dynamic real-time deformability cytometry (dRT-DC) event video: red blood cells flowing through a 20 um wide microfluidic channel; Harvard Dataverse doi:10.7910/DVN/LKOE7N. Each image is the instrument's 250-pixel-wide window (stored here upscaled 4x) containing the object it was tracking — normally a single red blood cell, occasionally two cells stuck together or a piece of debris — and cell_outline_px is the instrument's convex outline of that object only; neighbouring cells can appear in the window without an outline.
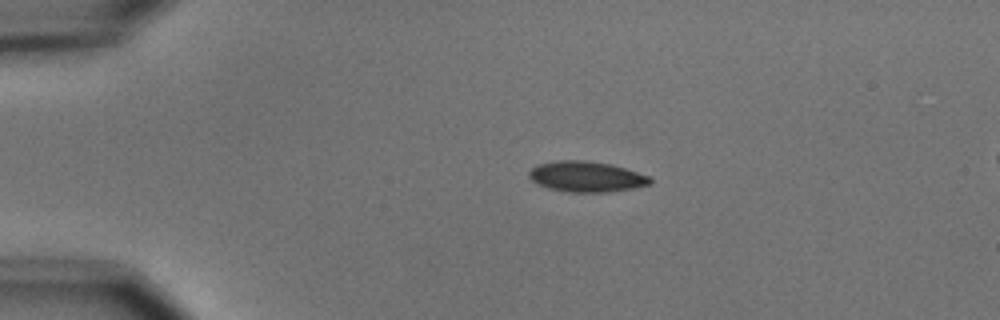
{"species": "common noctule bat (a hibernating species)", "species_latin": "Nyctalus noctula", "temperature_condition": "cold", "stored_images_in_passage": 6, "camera_frame_rate_fps": 3000, "um_per_image_px": 0.085, "animal": {"sex": "male", "body_mass_g": 15.6}, "frame": {"image": 1, "passage_image": 1, "time_ms": 0.0, "image_size_px": [1000, 320], "cell_outline_px": [[652, 184], [632, 188], [608, 192], [568, 192], [548, 188], [532, 180], [528, 176], [528, 172], [532, 168], [540, 164], [556, 160], [584, 160], [612, 164], [648, 176], [652, 180]], "centroid_in_image_um": [49.84, 15.01], "position_along_channel_um": 35.2, "area_um2": 21.44}}
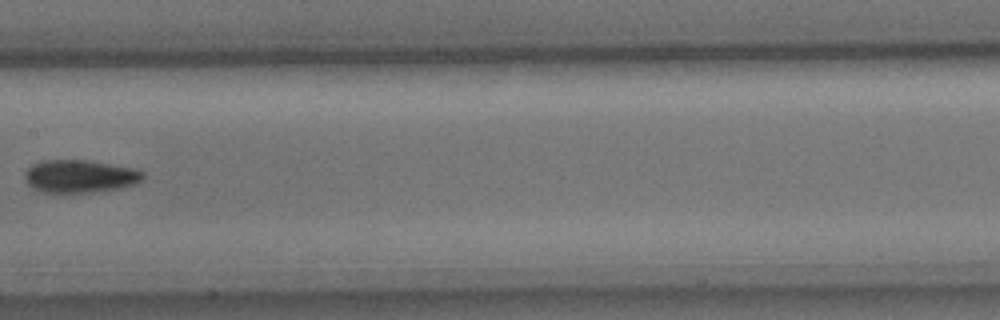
{"frame": {"image": 2, "passage_image": 5, "time_ms": 5.667, "image_size_px": [1000, 320], "cell_outline_px": [[144, 180], [136, 184], [120, 188], [88, 192], [44, 192], [28, 184], [24, 176], [24, 172], [32, 164], [44, 160], [84, 160], [136, 168], [144, 172]], "centroid_in_image_um": [6.83, 14.97], "position_along_channel_um": 200.6, "area_um2": 22.48}}
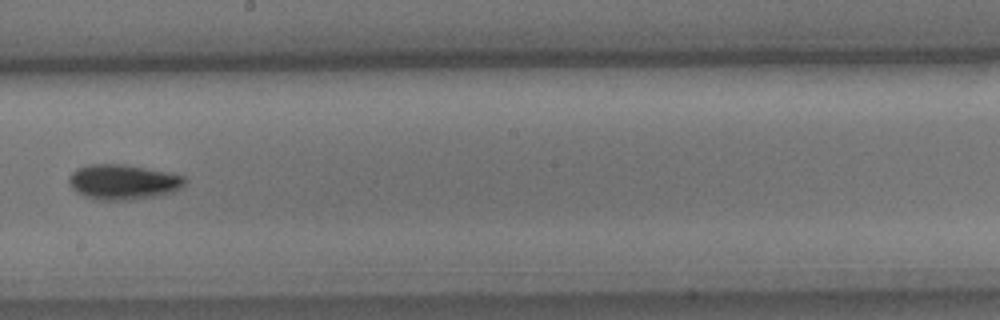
{"frame": {"image": 3, "passage_image": 6, "time_ms": 6.667, "image_size_px": [1000, 320], "cell_outline_px": [[188, 180], [180, 188], [172, 192], [160, 196], [128, 200], [96, 200], [84, 196], [76, 192], [72, 188], [68, 180], [68, 176], [76, 168], [88, 164], [124, 164], [168, 172], [184, 176]], "centroid_in_image_um": [10.45, 15.47], "position_along_channel_um": 237.7, "area_um2": 23.99}}